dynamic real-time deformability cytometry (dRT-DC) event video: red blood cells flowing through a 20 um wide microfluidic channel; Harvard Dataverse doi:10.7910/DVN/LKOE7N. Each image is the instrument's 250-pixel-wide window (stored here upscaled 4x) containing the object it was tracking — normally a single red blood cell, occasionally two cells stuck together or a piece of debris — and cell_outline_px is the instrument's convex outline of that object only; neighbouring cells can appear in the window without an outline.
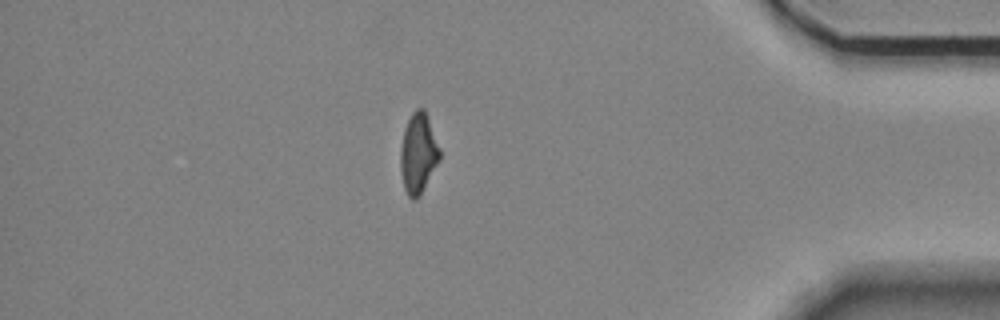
{"species": "Egyptian fruit bat (a non-hibernating species)", "species_latin": "Rousettus aegyptiacus", "temperature_condition": "room temperature", "stored_images_in_passage": 17, "segment_of_instrument_passage": [1, 2], "camera_frame_rate_fps": 3000, "um_per_image_px": 0.085, "animal": {"sex": "female"}, "frame": {"image": 1, "passage_image": 15, "time_ms": 4.667, "image_size_px": [1000, 320], "cell_outline_px": [[440, 160], [420, 196], [416, 200], [412, 200], [408, 196], [404, 188], [400, 168], [400, 148], [404, 128], [412, 112], [416, 108], [424, 108], [440, 148]], "centroid_in_image_um": [35.55, 13.05], "position_along_channel_um": 399.7, "area_um2": 18.5}}